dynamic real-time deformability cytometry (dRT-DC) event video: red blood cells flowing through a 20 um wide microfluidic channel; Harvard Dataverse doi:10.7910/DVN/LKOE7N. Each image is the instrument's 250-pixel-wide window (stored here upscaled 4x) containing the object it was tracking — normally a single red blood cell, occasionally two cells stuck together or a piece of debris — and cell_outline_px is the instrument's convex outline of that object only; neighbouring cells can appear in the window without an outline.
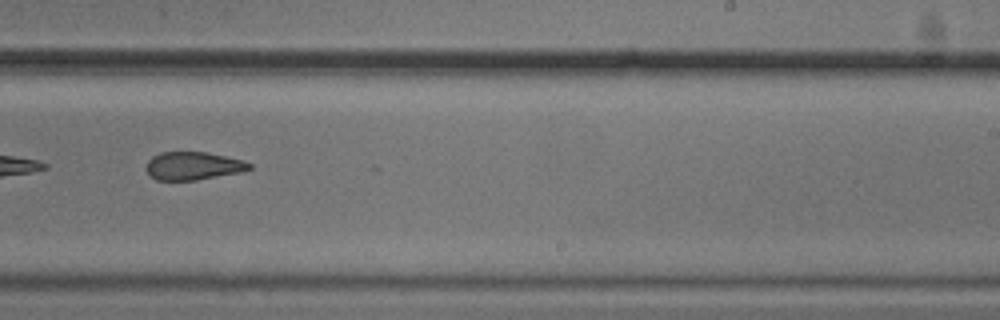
{"species": "common noctule bat (a hibernating species)", "species_latin": "Nyctalus noctula", "temperature_condition": "cold", "stored_images_in_passage": 33, "camera_frame_rate_fps": 3000, "um_per_image_px": 0.085, "animal": {"sex": "male", "body_mass_g": 20.5, "forearm_length_mm": 52.5}, "frame": {"image": 1, "passage_image": 19, "time_ms": 6.0, "image_size_px": [1000, 320], "cell_outline_px": [[252, 168], [240, 172], [196, 180], [156, 180], [148, 172], [148, 160], [152, 156], [160, 152], [208, 152], [244, 160], [252, 164]], "centroid_in_image_um": [16.45, 14.09], "position_along_channel_um": 272.5, "area_um2": 16.76}, "authors_computed_cell_mechanics": {"area_um2": 18.496, "velocity_mm_per_s": 3.7362, "shape_relaxation_time_tau1_ms": null, "shape_relaxation_time_tau2_ms": 3.2869, "deformation_change_tau1": null, "deformation_change_tau2": 0.1221}}